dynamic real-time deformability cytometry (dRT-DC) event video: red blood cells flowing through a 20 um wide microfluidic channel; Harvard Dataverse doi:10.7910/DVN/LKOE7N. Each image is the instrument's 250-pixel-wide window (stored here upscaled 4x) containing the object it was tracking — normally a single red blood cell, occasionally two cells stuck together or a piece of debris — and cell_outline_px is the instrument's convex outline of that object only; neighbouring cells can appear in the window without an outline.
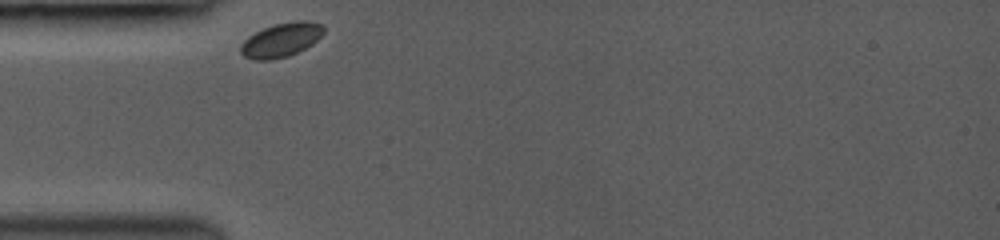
{"species": "common noctule bat (a hibernating species)", "species_latin": "Nyctalus noctula", "temperature_condition": "room temperature", "stored_images_in_passage": 5, "camera_frame_rate_fps": 3000, "um_per_image_px": 0.085, "animal": {"sex": "female", "body_mass_g": 19.0, "forearm_length_mm": 53.3}, "frame": {"image": 1, "passage_image": 1, "time_ms": 0.0, "image_size_px": [1000, 240], "cell_outline_px": [[324, 32], [312, 44], [288, 56], [272, 60], [256, 60], [244, 56], [240, 52], [240, 44], [248, 36], [264, 28], [276, 24], [296, 20], [308, 20], [324, 24]], "centroid_in_image_um": [23.9, 3.38], "position_along_channel_um": 61.1, "area_um2": 16.47}}
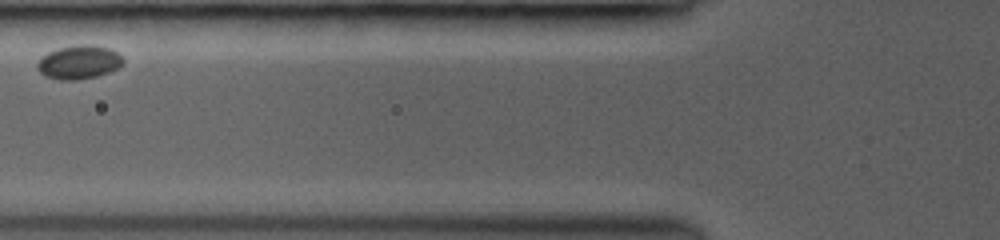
{"frame": {"image": 2, "passage_image": 3, "time_ms": 1.667, "image_size_px": [1000, 240], "cell_outline_px": [[124, 64], [120, 68], [96, 76], [76, 80], [60, 80], [44, 76], [36, 68], [36, 64], [48, 52], [60, 48], [80, 44], [84, 44], [108, 48], [116, 52], [124, 60]], "centroid_in_image_um": [6.71, 5.3], "position_along_channel_um": 119.1, "area_um2": 16.7}}
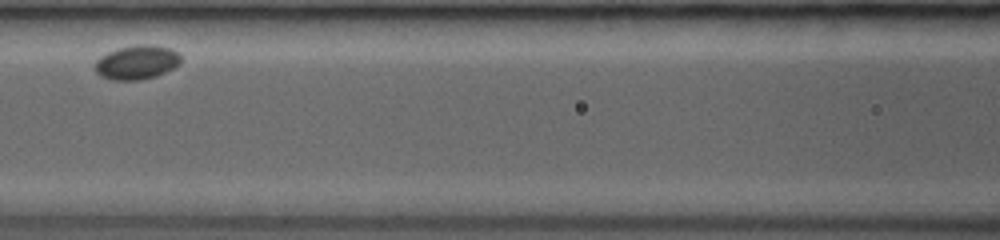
{"frame": {"image": 3, "passage_image": 4, "time_ms": 2.667, "image_size_px": [1000, 240], "cell_outline_px": [[180, 64], [156, 76], [140, 80], [112, 80], [100, 76], [96, 72], [96, 60], [100, 56], [116, 48], [136, 44], [156, 44], [172, 48], [180, 52]], "centroid_in_image_um": [11.65, 5.27], "position_along_channel_um": 155.0, "area_um2": 17.34}}